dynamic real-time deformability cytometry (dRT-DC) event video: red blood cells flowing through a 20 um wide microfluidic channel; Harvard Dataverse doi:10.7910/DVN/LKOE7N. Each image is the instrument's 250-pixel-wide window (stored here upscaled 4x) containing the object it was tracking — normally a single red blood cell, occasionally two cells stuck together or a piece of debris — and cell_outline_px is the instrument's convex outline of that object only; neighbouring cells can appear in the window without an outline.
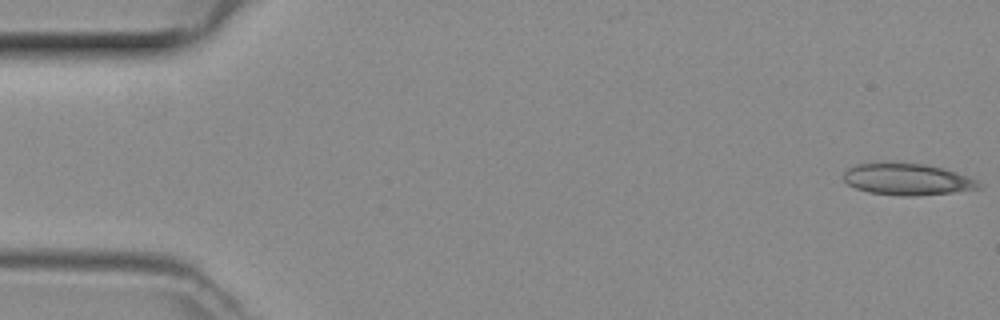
{"species": "common noctule bat (a hibernating species)", "species_latin": "Nyctalus noctula", "temperature_condition": "room temperature", "stored_images_in_passage": 48, "camera_frame_rate_fps": 3000, "um_per_image_px": 0.085, "animal": {"sex": "female", "body_mass_g": 29.2, "forearm_length_mm": 56.3}, "frame": {"image": 1, "passage_image": 1, "time_ms": 0.0, "image_size_px": [1000, 320], "cell_outline_px": [[980, 188], [952, 192], [916, 196], [900, 196], [868, 192], [856, 188], [848, 184], [844, 180], [844, 172], [848, 168], [856, 164], [924, 164], [940, 168], [976, 180], [980, 184]], "centroid_in_image_um": [77.07, 15.27], "position_along_channel_um": 7.9, "area_um2": 24.1}}
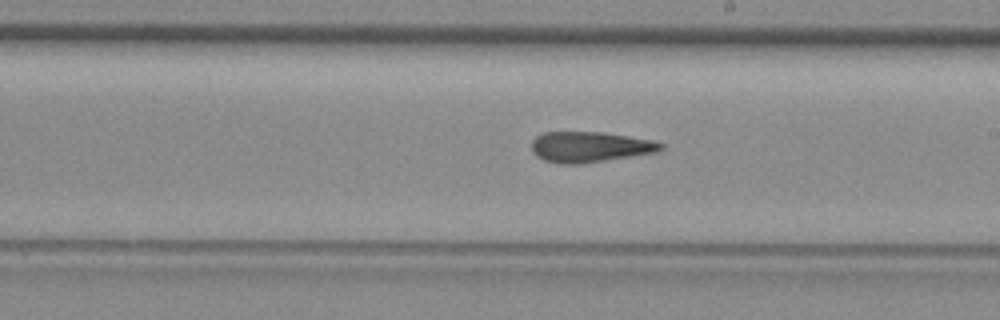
{"frame": {"image": 2, "passage_image": 27, "time_ms": 8.667, "image_size_px": [1000, 320], "cell_outline_px": [[664, 148], [656, 152], [580, 164], [560, 164], [544, 160], [536, 156], [532, 152], [532, 140], [536, 136], [544, 132], [604, 132], [652, 140], [664, 144]], "centroid_in_image_um": [50.11, 12.48], "position_along_channel_um": 238.9, "area_um2": 23.0}}
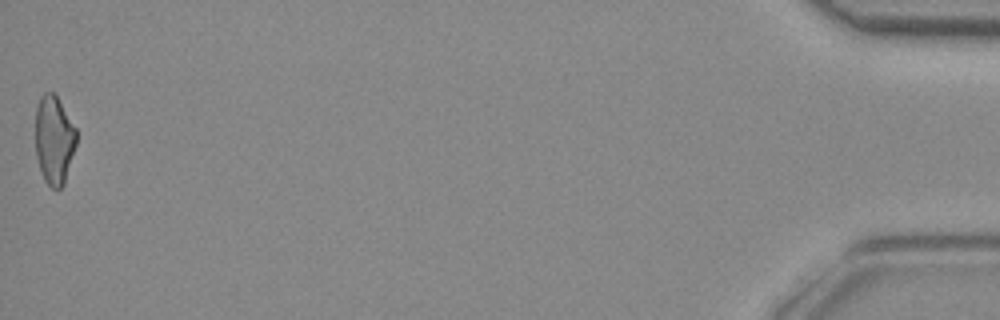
{"frame": {"image": 3, "passage_image": 48, "time_ms": 15.667, "image_size_px": [1000, 320], "cell_outline_px": [[76, 144], [64, 184], [60, 188], [52, 188], [44, 180], [36, 156], [36, 108], [40, 96], [44, 92], [52, 92], [56, 96], [76, 128]], "centroid_in_image_um": [4.59, 11.89], "position_along_channel_um": 430.6, "area_um2": 20.92}}